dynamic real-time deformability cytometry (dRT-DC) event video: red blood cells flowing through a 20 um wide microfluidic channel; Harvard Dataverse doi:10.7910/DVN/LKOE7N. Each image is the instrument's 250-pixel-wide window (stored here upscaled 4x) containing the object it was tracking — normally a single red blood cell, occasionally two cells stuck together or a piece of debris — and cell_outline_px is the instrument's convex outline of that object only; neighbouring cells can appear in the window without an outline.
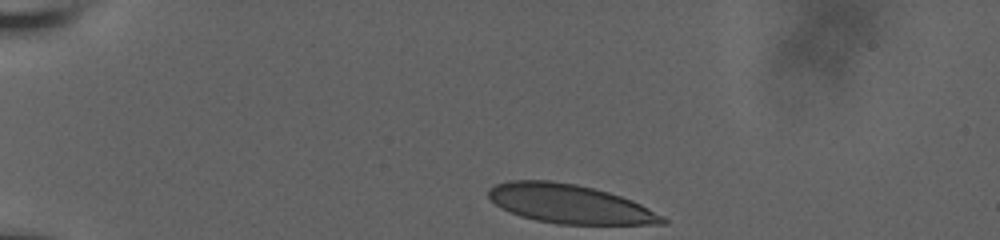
{"species": "human", "species_latin": "Homo sapiens", "temperature_condition": "room temperature", "stored_images_in_passage": 33, "camera_frame_rate_fps": 3000, "um_per_image_px": 0.085, "donor": {"sex": "male"}, "frame": {"image": 1, "passage_image": 1, "time_ms": 0.0, "image_size_px": [1000, 240], "cell_outline_px": [[668, 224], [556, 224], [536, 220], [520, 216], [496, 204], [488, 196], [488, 188], [496, 184], [508, 180], [552, 180], [576, 184], [608, 192], [632, 200], [664, 216], [668, 220]], "centroid_in_image_um": [48.43, 17.33], "position_along_channel_um": 36.6, "area_um2": 39.36}}
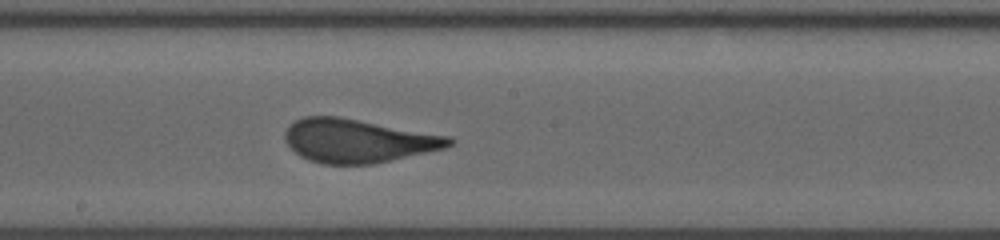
{"frame": {"image": 2, "passage_image": 19, "time_ms": 6.667, "image_size_px": [1000, 240], "cell_outline_px": [[456, 140], [452, 144], [444, 148], [372, 164], [320, 164], [308, 160], [300, 156], [284, 140], [284, 132], [296, 120], [304, 116], [340, 116], [452, 136]], "centroid_in_image_um": [30.43, 11.95], "position_along_channel_um": 217.8, "area_um2": 41.73}}
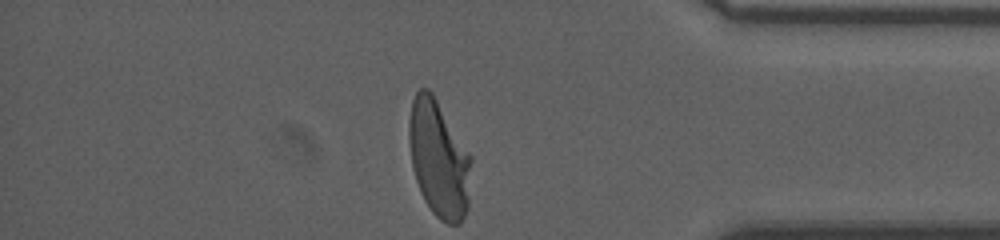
{"frame": {"image": 3, "passage_image": 33, "time_ms": 12.0, "image_size_px": [1000, 240], "cell_outline_px": [[472, 160], [468, 208], [460, 224], [448, 224], [440, 220], [432, 212], [424, 200], [420, 192], [412, 168], [408, 140], [408, 124], [412, 100], [416, 92], [420, 88], [428, 88], [432, 92], [472, 156]], "centroid_in_image_um": [37.3, 13.51], "position_along_channel_um": 397.9, "area_um2": 42.83}, "authors_computed_cell_mechanics": {"area_um2": 41.616, "velocity_mm_per_s": 3.7485, "shape_relaxation_time_tau1_ms": 8.4043, "shape_relaxation_time_tau2_ms": null, "deformation_change_tau1": 0.2406, "deformation_change_tau2": null}}